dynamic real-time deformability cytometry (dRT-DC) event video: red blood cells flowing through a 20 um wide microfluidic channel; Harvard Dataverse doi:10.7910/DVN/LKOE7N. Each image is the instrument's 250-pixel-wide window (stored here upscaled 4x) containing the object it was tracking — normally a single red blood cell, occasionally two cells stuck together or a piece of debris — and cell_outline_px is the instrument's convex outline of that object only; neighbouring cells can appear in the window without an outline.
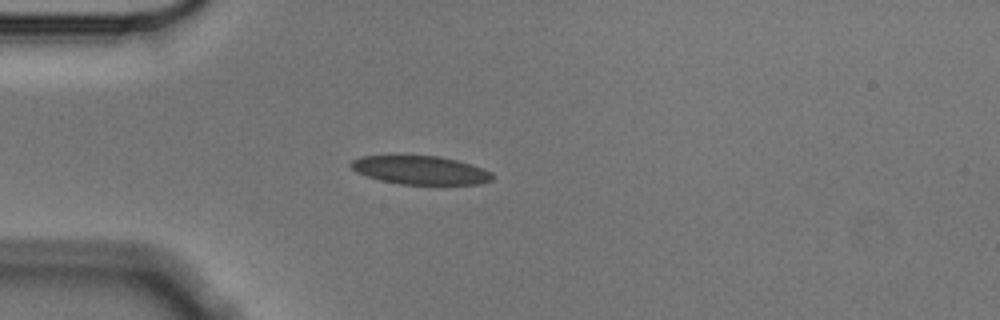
{"species": "Egyptian fruit bat (a non-hibernating species)", "species_latin": "Rousettus aegyptiacus", "temperature_condition": "cold", "stored_images_in_passage": 4, "camera_frame_rate_fps": 3000, "um_per_image_px": 0.085, "animal": {"sex": "male"}, "frame": {"image": 1, "passage_image": 4, "time_ms": 1.0, "image_size_px": [1000, 320], "cell_outline_px": [[496, 176], [492, 180], [480, 184], [400, 184], [380, 180], [356, 172], [348, 164], [352, 160], [360, 156], [440, 156], [456, 160], [484, 168], [492, 172]], "centroid_in_image_um": [35.76, 14.46], "position_along_channel_um": 49.2, "area_um2": 23.52}}